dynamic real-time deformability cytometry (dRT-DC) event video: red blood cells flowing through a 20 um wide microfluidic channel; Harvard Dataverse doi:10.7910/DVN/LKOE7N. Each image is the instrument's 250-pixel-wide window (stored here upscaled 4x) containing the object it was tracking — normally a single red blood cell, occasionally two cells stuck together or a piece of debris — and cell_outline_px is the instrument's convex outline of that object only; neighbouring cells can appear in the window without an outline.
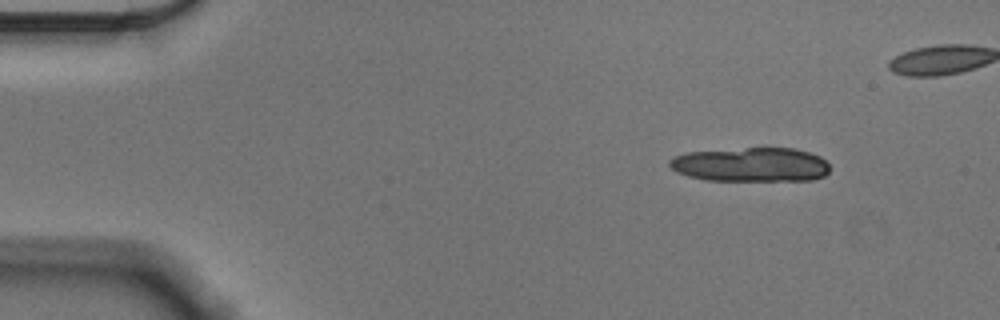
{"species": "Egyptian fruit bat (a non-hibernating species)", "species_latin": "Rousettus aegyptiacus", "temperature_condition": "cold", "stored_images_in_passage": 8, "camera_frame_rate_fps": 3000, "um_per_image_px": 0.085, "animal": {"sex": "male"}, "frame": {"image": 1, "passage_image": 1, "time_ms": 0.0, "image_size_px": [1000, 320], "cell_outline_px": [[828, 172], [824, 176], [812, 180], [704, 180], [688, 176], [676, 172], [668, 164], [668, 160], [672, 156], [688, 152], [744, 148], [792, 148], [808, 152], [820, 156], [828, 164]], "centroid_in_image_um": [63.79, 13.99], "position_along_channel_um": 21.2, "area_um2": 31.96}}